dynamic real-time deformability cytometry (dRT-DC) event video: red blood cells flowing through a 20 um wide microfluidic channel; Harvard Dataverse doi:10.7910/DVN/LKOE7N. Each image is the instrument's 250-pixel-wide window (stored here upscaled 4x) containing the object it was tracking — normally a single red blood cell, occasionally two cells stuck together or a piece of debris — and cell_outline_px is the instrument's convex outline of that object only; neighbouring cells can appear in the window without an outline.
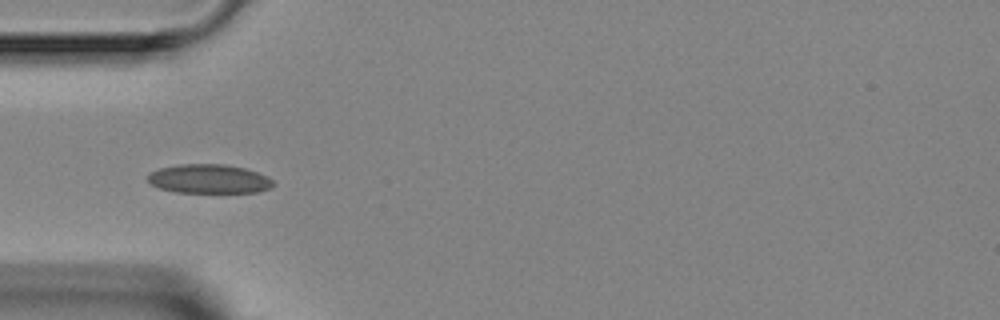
{"species": "Egyptian fruit bat (a non-hibernating species)", "species_latin": "Rousettus aegyptiacus", "temperature_condition": "room temperature", "stored_images_in_passage": 4, "camera_frame_rate_fps": 3000, "um_per_image_px": 0.085, "animal": {"sex": "female"}, "frame": {"image": 1, "passage_image": 1, "time_ms": 0.0, "image_size_px": [1000, 320], "cell_outline_px": [[276, 184], [272, 188], [256, 192], [176, 192], [160, 188], [148, 184], [148, 172], [160, 168], [176, 164], [224, 164], [244, 168], [268, 176]], "centroid_in_image_um": [17.75, 15.2], "position_along_channel_um": 67.2, "area_um2": 21.39}}
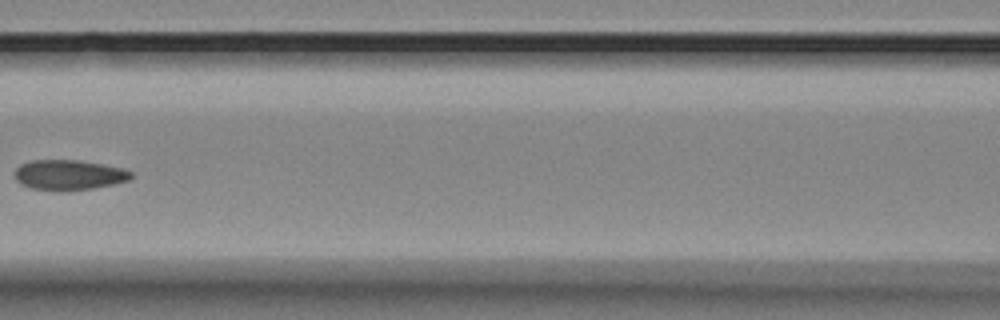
{"frame": {"image": 2, "passage_image": 3, "time_ms": 2.333, "image_size_px": [1000, 320], "cell_outline_px": [[132, 176], [128, 180], [112, 184], [92, 188], [60, 192], [56, 192], [32, 188], [20, 184], [16, 180], [16, 168], [20, 164], [32, 160], [80, 160], [120, 168], [132, 172]], "centroid_in_image_um": [5.8, 14.88], "position_along_channel_um": 160.8, "area_um2": 20.4}}
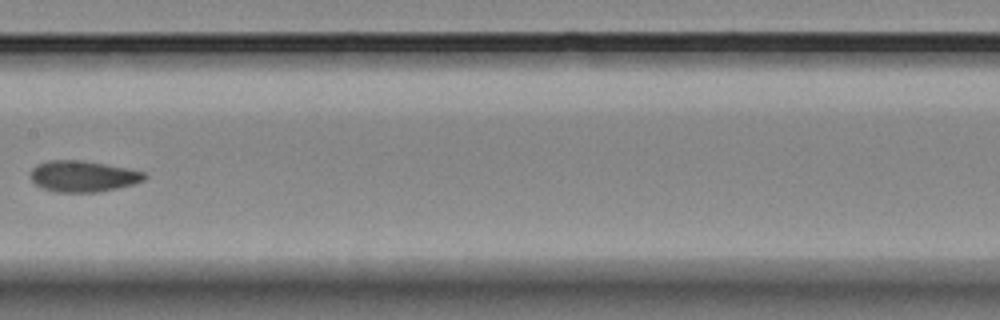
{"frame": {"image": 3, "passage_image": 4, "time_ms": 3.333, "image_size_px": [1000, 320], "cell_outline_px": [[148, 176], [144, 180], [132, 184], [100, 192], [56, 192], [44, 188], [36, 184], [28, 176], [28, 172], [36, 164], [48, 160], [80, 160], [128, 168], [144, 172]], "centroid_in_image_um": [7.01, 14.97], "position_along_channel_um": 200.4, "area_um2": 20.75}}